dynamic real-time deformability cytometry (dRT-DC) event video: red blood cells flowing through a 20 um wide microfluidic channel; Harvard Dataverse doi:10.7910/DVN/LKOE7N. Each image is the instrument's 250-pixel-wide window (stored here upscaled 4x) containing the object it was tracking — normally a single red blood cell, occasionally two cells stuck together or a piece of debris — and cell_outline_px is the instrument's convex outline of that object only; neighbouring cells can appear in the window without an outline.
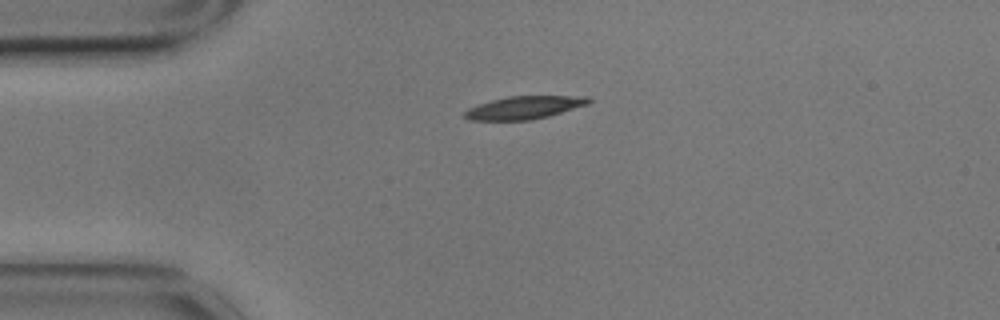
{"species": "common noctule bat (a hibernating species)", "species_latin": "Nyctalus noctula", "temperature_condition": "cold", "stored_images_in_passage": 34, "camera_frame_rate_fps": 3000, "um_per_image_px": 0.085, "animal": {"sex": "male", "body_mass_g": 17.9}, "frame": {"image": 1, "passage_image": 1, "time_ms": 0.0, "image_size_px": [1000, 320], "cell_outline_px": [[592, 100], [588, 104], [548, 116], [528, 120], [468, 120], [464, 116], [464, 112], [468, 108], [492, 100], [508, 96], [588, 96]], "centroid_in_image_um": [44.56, 9.14], "position_along_channel_um": 40.4, "area_um2": 16.36}}
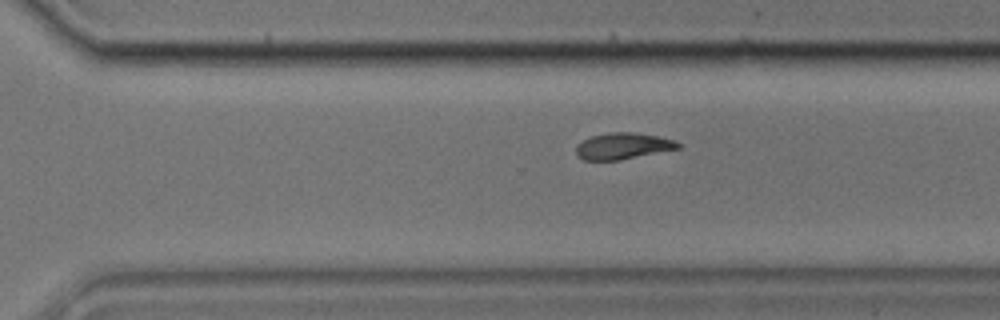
{"frame": {"image": 2, "passage_image": 27, "time_ms": 8.667, "image_size_px": [1000, 320], "cell_outline_px": [[680, 148], [620, 160], [584, 160], [576, 156], [576, 144], [592, 136], [608, 132], [636, 132], [676, 140], [680, 144]], "centroid_in_image_um": [52.93, 12.41], "position_along_channel_um": 317.7, "area_um2": 15.72}}
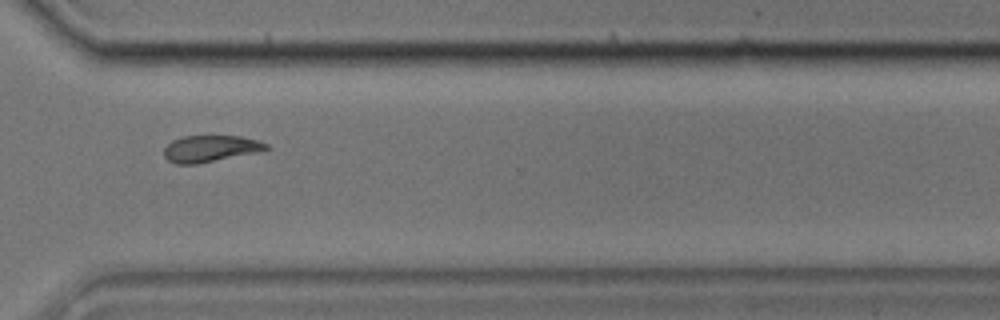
{"frame": {"image": 3, "passage_image": 30, "time_ms": 9.667, "image_size_px": [1000, 320], "cell_outline_px": [[268, 148], [264, 152], [196, 164], [176, 164], [168, 160], [164, 156], [164, 148], [172, 140], [184, 136], [240, 136], [256, 140], [268, 144]], "centroid_in_image_um": [17.91, 12.64], "position_along_channel_um": 352.7, "area_um2": 16.01}, "authors_computed_cell_mechanics": {"area_um2": 16.0684, "velocity_mm_per_s": 3.4726, "shape_relaxation_time_tau1_ms": 6.8107, "shape_relaxation_time_tau2_ms": 3.0074, "deformation_change_tau1": 0.2016, "deformation_change_tau2": 0.0913}}